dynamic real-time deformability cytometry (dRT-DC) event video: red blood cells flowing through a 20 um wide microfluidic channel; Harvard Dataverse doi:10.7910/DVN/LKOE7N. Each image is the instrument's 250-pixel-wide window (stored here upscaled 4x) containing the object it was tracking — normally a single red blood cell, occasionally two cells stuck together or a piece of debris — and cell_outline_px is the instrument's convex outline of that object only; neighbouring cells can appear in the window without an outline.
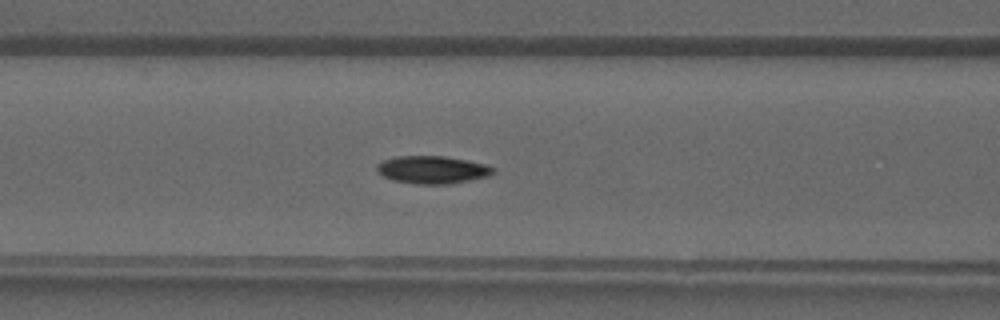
{"species": "common noctule bat (a hibernating species)", "species_latin": "Nyctalus noctula", "temperature_condition": "warm", "stored_images_in_passage": 36, "camera_frame_rate_fps": 3000, "um_per_image_px": 0.085, "animal": {"sex": "male", "forearm_length_mm": 52.5}, "frame": {"image": 1, "passage_image": 16, "time_ms": 5.0, "image_size_px": [1000, 320], "cell_outline_px": [[496, 172], [488, 176], [448, 184], [416, 184], [392, 180], [384, 176], [376, 168], [376, 164], [384, 160], [396, 156], [444, 156], [468, 160], [484, 164], [496, 168]], "centroid_in_image_um": [36.77, 14.42], "position_along_channel_um": 129.8, "area_um2": 18.73}}
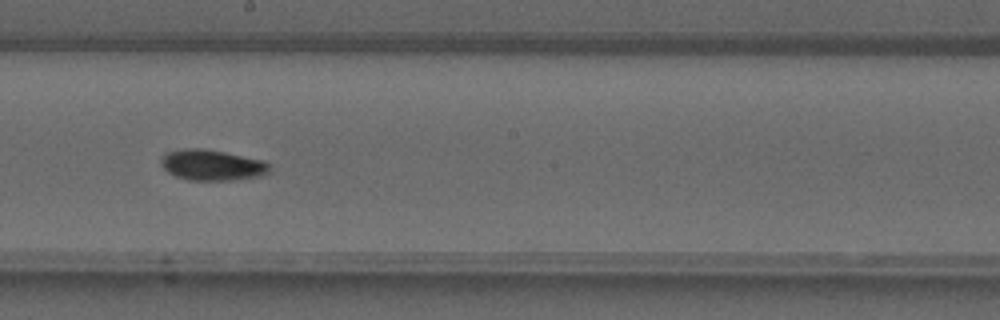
{"frame": {"image": 2, "passage_image": 22, "time_ms": 7.0, "image_size_px": [1000, 320], "cell_outline_px": [[268, 172], [260, 176], [232, 180], [188, 180], [176, 176], [168, 172], [164, 168], [160, 160], [168, 152], [184, 148], [204, 148], [264, 160], [268, 164]], "centroid_in_image_um": [18.01, 14.03], "position_along_channel_um": 230.2, "area_um2": 19.25}}
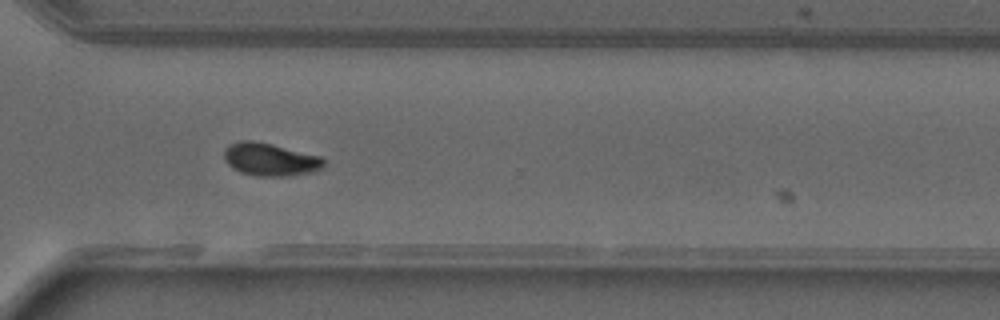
{"frame": {"image": 3, "passage_image": 29, "time_ms": 9.333, "image_size_px": [1000, 320], "cell_outline_px": [[324, 164], [320, 168], [308, 172], [288, 176], [256, 176], [240, 172], [232, 168], [224, 160], [224, 148], [228, 144], [240, 140], [252, 140], [272, 144], [320, 156], [324, 160]], "centroid_in_image_um": [22.89, 13.54], "position_along_channel_um": 347.7, "area_um2": 19.02}}